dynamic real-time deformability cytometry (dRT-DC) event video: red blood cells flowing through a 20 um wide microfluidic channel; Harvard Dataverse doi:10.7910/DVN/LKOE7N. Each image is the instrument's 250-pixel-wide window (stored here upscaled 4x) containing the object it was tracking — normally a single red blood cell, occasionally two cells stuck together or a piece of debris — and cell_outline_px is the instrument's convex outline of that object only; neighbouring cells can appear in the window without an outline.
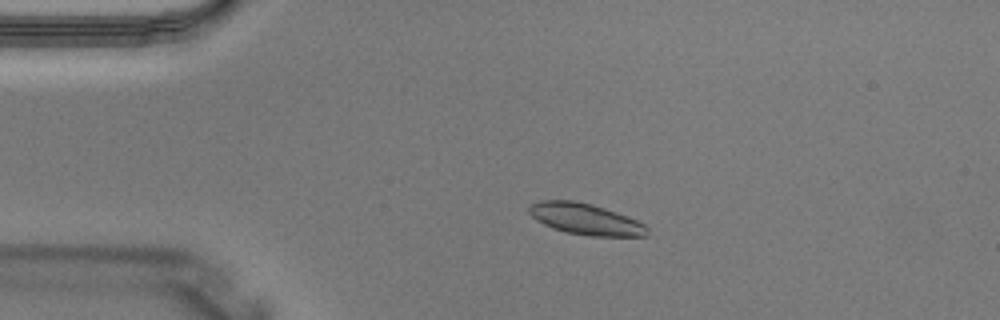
{"species": "Egyptian fruit bat (a non-hibernating species)", "species_latin": "Rousettus aegyptiacus", "temperature_condition": "warm", "stored_images_in_passage": 3, "camera_frame_rate_fps": 3000, "um_per_image_px": 0.085, "animal": {"sex": "male"}, "frame": {"image": 1, "passage_image": 2, "time_ms": 0.333, "image_size_px": [1000, 320], "cell_outline_px": [[648, 236], [588, 236], [568, 232], [552, 228], [536, 220], [528, 212], [528, 208], [532, 204], [540, 200], [576, 200], [592, 204], [628, 216], [644, 224], [648, 228]], "centroid_in_image_um": [49.76, 18.62], "position_along_channel_um": 35.2, "area_um2": 21.5}}
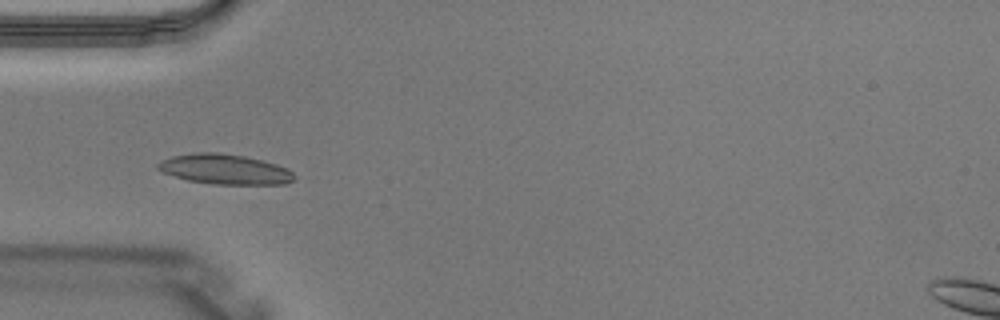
{"frame": {"image": 2, "passage_image": 3, "time_ms": 0.667, "image_size_px": [1000, 320], "cell_outline_px": [[296, 176], [292, 180], [284, 184], [212, 184], [188, 180], [160, 172], [156, 168], [156, 164], [172, 156], [192, 152], [216, 152], [244, 156], [276, 164], [288, 168]], "centroid_in_image_um": [19.08, 14.38], "position_along_channel_um": 65.9, "area_um2": 23.87}}